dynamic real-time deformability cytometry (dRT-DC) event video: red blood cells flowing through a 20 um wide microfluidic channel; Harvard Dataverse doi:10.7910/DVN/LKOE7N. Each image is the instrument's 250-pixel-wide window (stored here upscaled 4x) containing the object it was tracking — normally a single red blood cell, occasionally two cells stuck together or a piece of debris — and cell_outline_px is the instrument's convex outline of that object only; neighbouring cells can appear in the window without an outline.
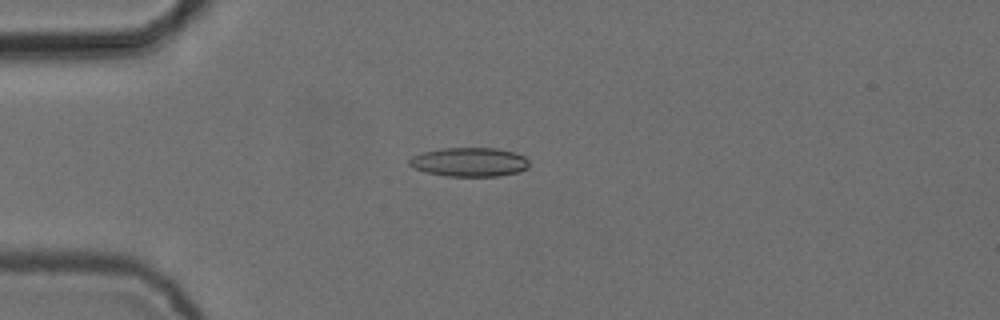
{"species": "common noctule bat (a hibernating species)", "species_latin": "Nyctalus noctula", "temperature_condition": "cold", "stored_images_in_passage": 3, "camera_frame_rate_fps": 3000, "um_per_image_px": 0.085, "animal": {"sex": "female", "body_mass_g": 24.6, "forearm_length_mm": 56.2}, "frame": {"image": 1, "passage_image": 3, "time_ms": 0.667, "image_size_px": [1000, 320], "cell_outline_px": [[528, 168], [520, 172], [500, 176], [448, 176], [428, 172], [416, 168], [408, 164], [408, 160], [412, 156], [424, 152], [444, 148], [496, 148], [516, 152], [524, 156], [528, 160]], "centroid_in_image_um": [39.95, 13.77], "position_along_channel_um": 45.0, "area_um2": 20.23}}